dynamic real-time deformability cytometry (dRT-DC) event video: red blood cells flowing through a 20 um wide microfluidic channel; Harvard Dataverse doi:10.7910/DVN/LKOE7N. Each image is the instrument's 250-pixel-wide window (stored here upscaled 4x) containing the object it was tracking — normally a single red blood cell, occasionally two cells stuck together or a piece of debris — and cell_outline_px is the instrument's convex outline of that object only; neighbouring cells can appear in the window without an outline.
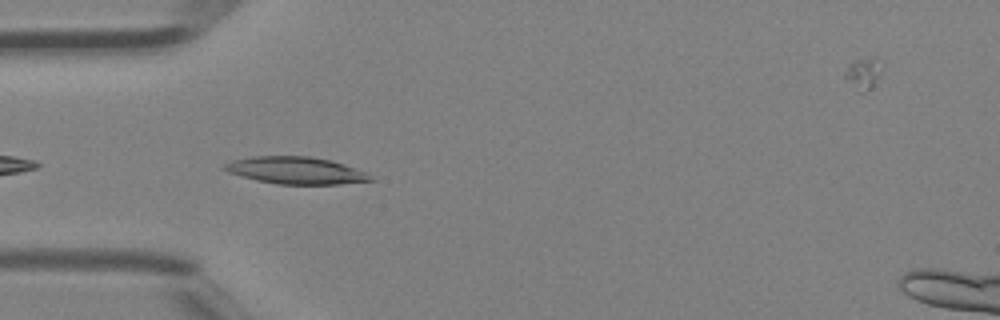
{"species": "Egyptian fruit bat (a non-hibernating species)", "species_latin": "Rousettus aegyptiacus", "temperature_condition": "room temperature", "stored_images_in_passage": 34, "camera_frame_rate_fps": 3000, "um_per_image_px": 0.085, "animal": {"sex": "female"}, "frame": {"image": 1, "passage_image": 1, "time_ms": 0.0, "image_size_px": [1000, 320], "cell_outline_px": [[376, 180], [340, 184], [280, 184], [256, 180], [228, 172], [220, 168], [224, 164], [232, 160], [252, 156], [308, 156], [332, 160], [368, 172]], "centroid_in_image_um": [25.17, 14.48], "position_along_channel_um": 59.8, "area_um2": 23.24}}
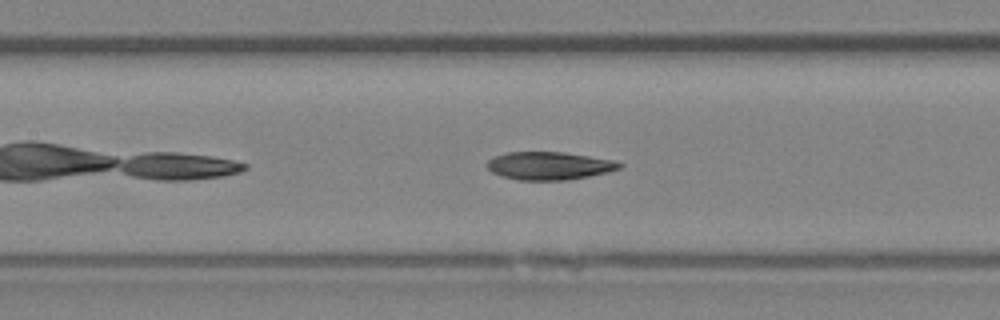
{"frame": {"image": 2, "passage_image": 8, "time_ms": 2.333, "image_size_px": [1000, 320], "cell_outline_px": [[624, 164], [620, 168], [608, 172], [568, 180], [516, 180], [500, 176], [492, 172], [484, 164], [488, 160], [496, 156], [508, 152], [564, 152], [616, 160]], "centroid_in_image_um": [46.68, 14.09], "position_along_channel_um": 160.7, "area_um2": 21.73}}
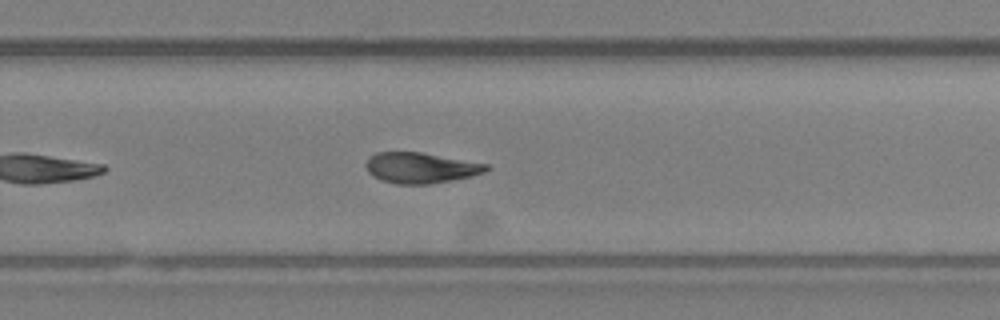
{"frame": {"image": 3, "passage_image": 17, "time_ms": 5.333, "image_size_px": [1000, 320], "cell_outline_px": [[492, 168], [484, 172], [468, 176], [428, 184], [396, 184], [380, 180], [372, 176], [368, 172], [364, 164], [368, 156], [376, 152], [420, 152], [488, 164]], "centroid_in_image_um": [35.68, 14.25], "position_along_channel_um": 294.1, "area_um2": 21.44}, "authors_computed_cell_mechanics": {"area_um2": 21.4438, "velocity_mm_per_s": 4.4479, "shape_relaxation_time_tau1_ms": 3.7858, "shape_relaxation_time_tau2_ms": 2.301, "deformation_change_tau1": 0.152, "deformation_change_tau2": 0.101}}